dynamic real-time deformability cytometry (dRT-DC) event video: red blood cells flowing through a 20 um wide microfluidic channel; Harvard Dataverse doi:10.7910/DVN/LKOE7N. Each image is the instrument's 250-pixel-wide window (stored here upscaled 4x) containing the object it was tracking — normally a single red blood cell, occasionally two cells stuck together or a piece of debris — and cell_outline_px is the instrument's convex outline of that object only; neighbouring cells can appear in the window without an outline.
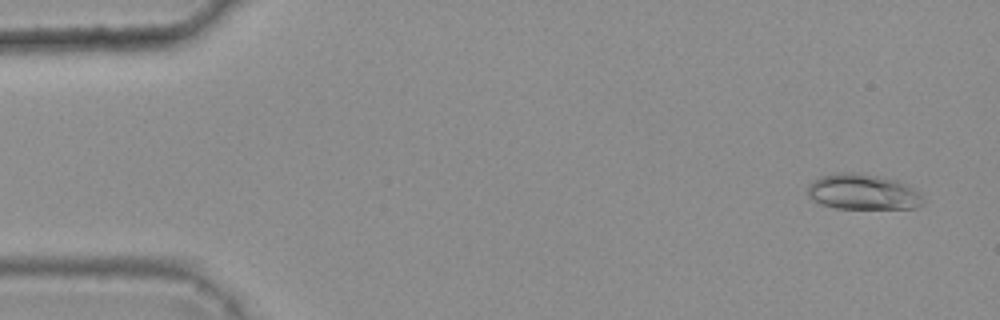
{"species": "common noctule bat (a hibernating species)", "species_latin": "Nyctalus noctula", "temperature_condition": "warm", "stored_images_in_passage": 4, "camera_frame_rate_fps": 3000, "um_per_image_px": 0.085, "animal": {"sex": "female", "body_mass_g": 25.1}, "frame": {"image": 1, "passage_image": 1, "time_ms": 0.0, "image_size_px": [1000, 320], "cell_outline_px": [[924, 204], [916, 208], [836, 208], [820, 204], [812, 200], [808, 196], [808, 184], [812, 180], [820, 176], [836, 172], [856, 172], [880, 176], [900, 180], [908, 184], [920, 192]], "centroid_in_image_um": [73.35, 16.29], "position_along_channel_um": 11.7, "area_um2": 24.39}}
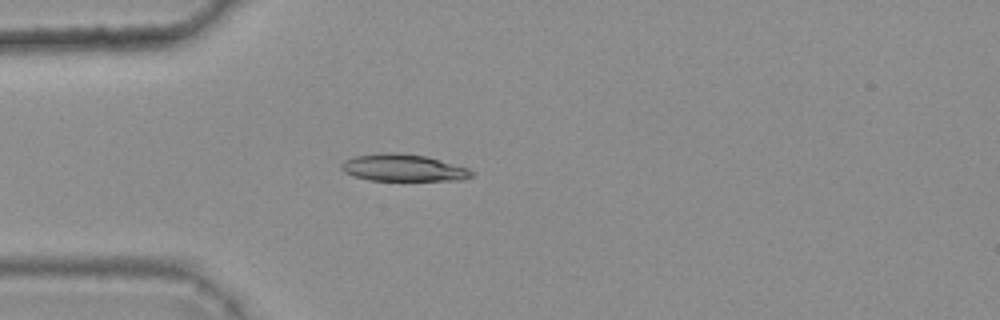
{"frame": {"image": 2, "passage_image": 4, "time_ms": 1.0, "image_size_px": [1000, 320], "cell_outline_px": [[476, 172], [472, 176], [464, 180], [368, 180], [352, 176], [344, 172], [340, 168], [340, 164], [344, 160], [352, 156], [388, 152], [396, 152], [428, 156], [468, 168]], "centroid_in_image_um": [34.26, 14.26], "position_along_channel_um": 50.7, "area_um2": 20.81}}